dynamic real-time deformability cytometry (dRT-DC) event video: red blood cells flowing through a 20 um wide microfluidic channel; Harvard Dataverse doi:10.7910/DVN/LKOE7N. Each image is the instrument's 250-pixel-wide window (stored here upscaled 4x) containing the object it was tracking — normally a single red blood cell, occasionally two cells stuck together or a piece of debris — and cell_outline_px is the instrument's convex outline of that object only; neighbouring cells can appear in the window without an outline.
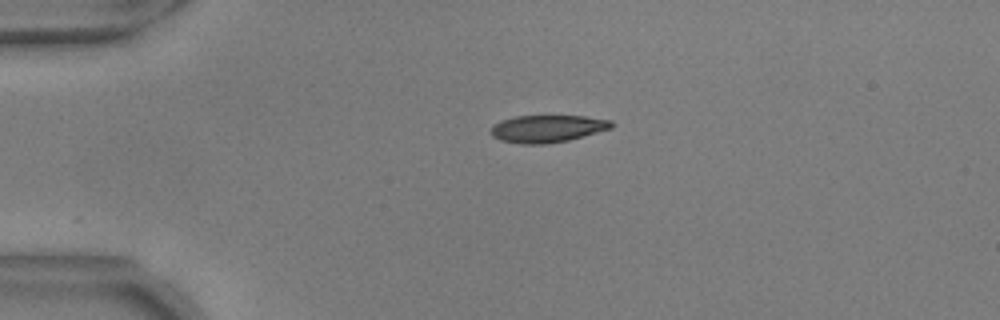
{"species": "common noctule bat (a hibernating species)", "species_latin": "Nyctalus noctula", "temperature_condition": "warm", "stored_images_in_passage": 43, "camera_frame_rate_fps": 3000, "um_per_image_px": 0.085, "animal": {"sex": "male", "body_mass_g": 17.9, "forearm_length_mm": 54.2}, "frame": {"image": 1, "passage_image": 1, "time_ms": 0.0, "image_size_px": [1000, 320], "cell_outline_px": [[616, 124], [612, 128], [568, 140], [544, 144], [520, 144], [500, 140], [492, 136], [492, 124], [500, 120], [516, 116], [584, 116], [612, 120]], "centroid_in_image_um": [46.53, 10.93], "position_along_channel_um": 38.5, "area_um2": 19.25}}
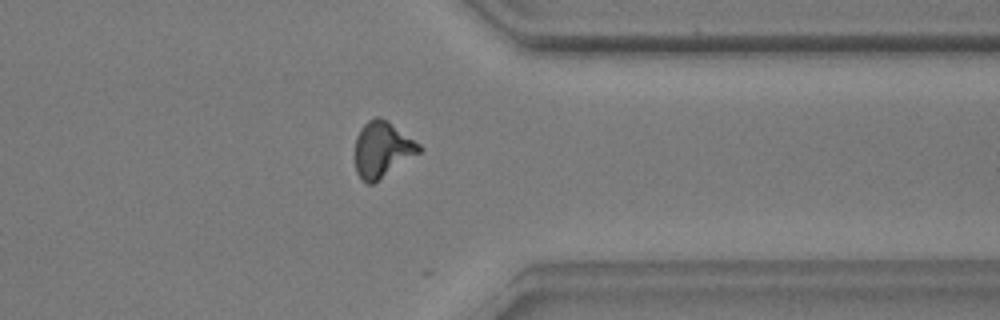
{"frame": {"image": 2, "passage_image": 32, "time_ms": 10.333, "image_size_px": [1000, 320], "cell_outline_px": [[424, 148], [420, 152], [372, 184], [368, 184], [360, 180], [356, 172], [356, 136], [360, 128], [368, 120], [376, 116], [380, 116], [388, 120], [420, 144]], "centroid_in_image_um": [32.48, 12.68], "position_along_channel_um": 378.9, "area_um2": 20.81}}
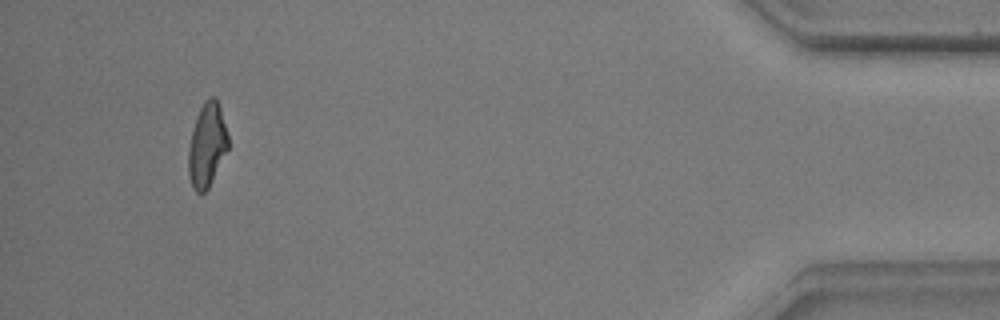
{"frame": {"image": 3, "passage_image": 40, "time_ms": 13.0, "image_size_px": [1000, 320], "cell_outline_px": [[228, 148], [208, 188], [204, 192], [196, 192], [192, 188], [188, 176], [188, 148], [196, 116], [204, 100], [208, 96], [216, 96], [220, 108], [228, 136]], "centroid_in_image_um": [17.57, 12.31], "position_along_channel_um": 417.6, "area_um2": 19.36}, "authors_computed_cell_mechanics": {"area_um2": 20.1144, "velocity_mm_per_s": 3.6948, "shape_relaxation_time_tau1_ms": 5.5669, "shape_relaxation_time_tau2_ms": 1.2952, "deformation_change_tau1": 0.2067, "deformation_change_tau2": 0.0871}}